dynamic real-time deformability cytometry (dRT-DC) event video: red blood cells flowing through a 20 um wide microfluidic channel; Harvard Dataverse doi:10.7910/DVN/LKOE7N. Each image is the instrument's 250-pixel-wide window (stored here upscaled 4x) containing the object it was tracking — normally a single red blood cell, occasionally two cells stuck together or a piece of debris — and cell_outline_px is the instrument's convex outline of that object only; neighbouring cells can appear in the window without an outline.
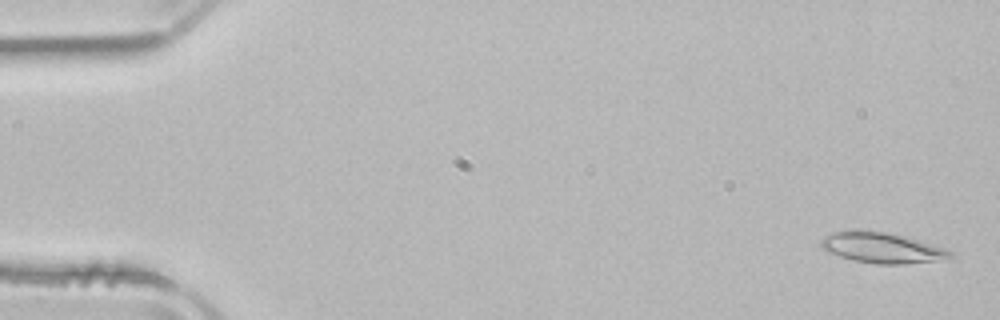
{"species": "common noctule bat (a hibernating species)", "species_latin": "Nyctalus noctula", "temperature_condition": "room temperature", "stored_images_in_passage": 52, "camera_frame_rate_fps": 3000, "um_per_image_px": 0.085, "animal": {"sex": "male", "body_mass_g": 21.5, "forearm_length_mm": 52.0}, "frame": {"image": 1, "passage_image": 2, "time_ms": 0.333, "image_size_px": [1000, 320], "cell_outline_px": [[956, 256], [936, 260], [904, 264], [876, 264], [856, 260], [840, 256], [828, 252], [820, 244], [820, 240], [824, 236], [836, 232], [856, 228], [888, 232], [904, 236], [944, 248], [952, 252]], "centroid_in_image_um": [74.93, 21.03], "position_along_channel_um": 10.1, "area_um2": 22.95}}
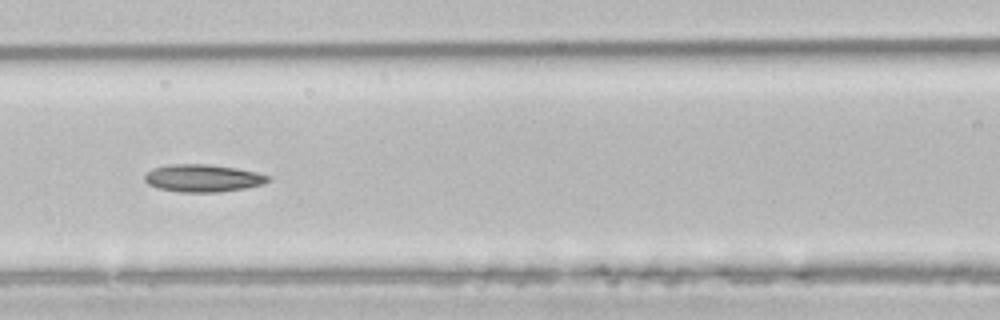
{"frame": {"image": 2, "passage_image": 23, "time_ms": 7.333, "image_size_px": [1000, 320], "cell_outline_px": [[272, 180], [264, 184], [244, 188], [220, 192], [180, 192], [160, 188], [148, 184], [144, 180], [144, 176], [152, 168], [168, 164], [208, 164], [236, 168], [256, 172], [272, 176]], "centroid_in_image_um": [17.28, 15.14], "position_along_channel_um": 149.3, "area_um2": 19.88}}
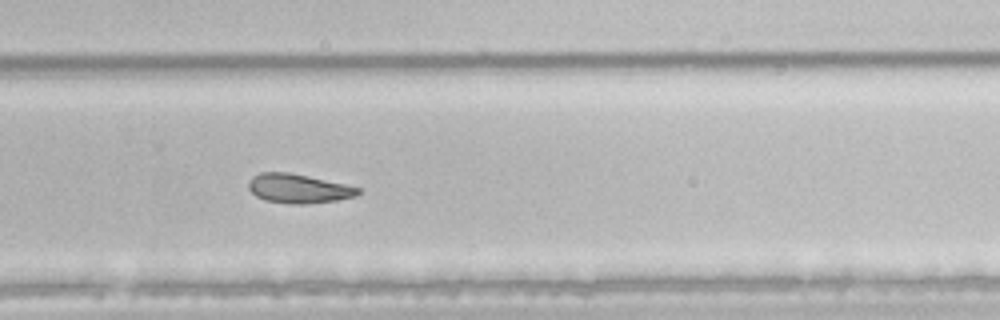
{"frame": {"image": 3, "passage_image": 35, "time_ms": 11.333, "image_size_px": [1000, 320], "cell_outline_px": [[360, 192], [356, 196], [336, 200], [304, 204], [288, 204], [264, 200], [256, 196], [248, 188], [248, 180], [252, 176], [260, 172], [288, 172], [308, 176], [344, 184], [360, 188]], "centroid_in_image_um": [25.32, 16.02], "position_along_channel_um": 304.5, "area_um2": 18.61}, "authors_computed_cell_mechanics": {"area_um2": 20.6635, "velocity_mm_per_s": 3.8925, "shape_relaxation_time_tau1_ms": null, "shape_relaxation_time_tau2_ms": 7.7037, "deformation_change_tau1": null, "deformation_change_tau2": 0.1455}}